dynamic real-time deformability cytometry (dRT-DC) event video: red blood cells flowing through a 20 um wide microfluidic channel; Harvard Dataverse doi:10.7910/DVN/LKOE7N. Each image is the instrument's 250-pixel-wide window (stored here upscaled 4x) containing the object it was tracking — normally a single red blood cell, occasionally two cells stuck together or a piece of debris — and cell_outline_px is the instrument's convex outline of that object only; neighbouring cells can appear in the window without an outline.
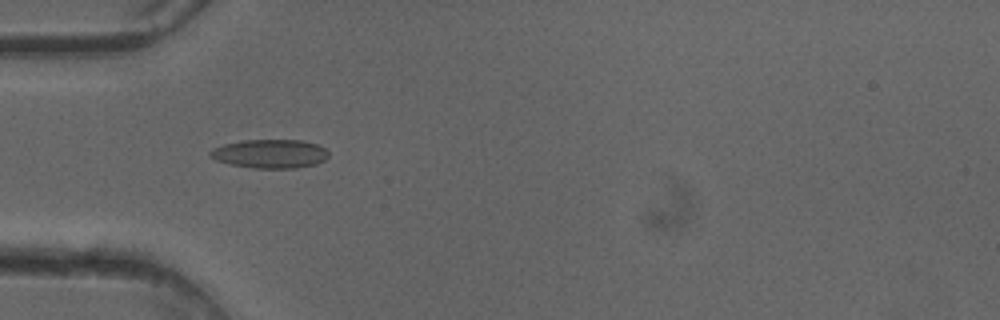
{"species": "common noctule bat (a hibernating species)", "species_latin": "Nyctalus noctula", "temperature_condition": "cold", "stored_images_in_passage": 50, "camera_frame_rate_fps": 3000, "um_per_image_px": 0.085, "animal": {"sex": "female"}, "frame": {"image": 1, "passage_image": 16, "time_ms": 5.0, "image_size_px": [1000, 320], "cell_outline_px": [[328, 156], [324, 160], [316, 164], [296, 168], [252, 168], [232, 164], [216, 160], [208, 156], [208, 152], [212, 148], [224, 144], [244, 140], [304, 140], [316, 144], [324, 148], [328, 152]], "centroid_in_image_um": [22.94, 13.06], "position_along_channel_um": 62.1, "area_um2": 19.88}}
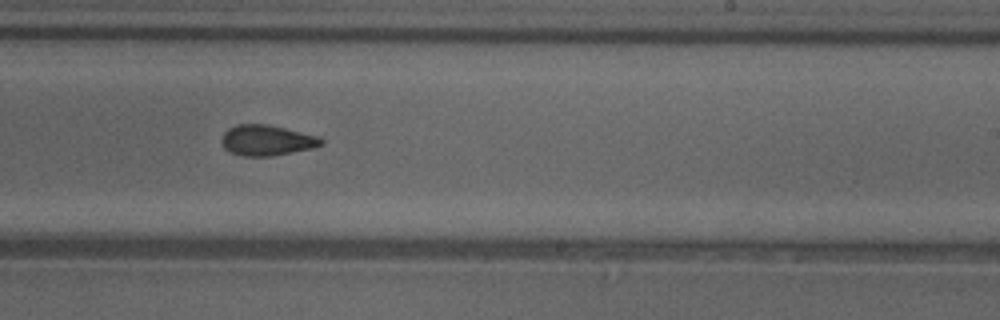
{"frame": {"image": 2, "passage_image": 31, "time_ms": 10.0, "image_size_px": [1000, 320], "cell_outline_px": [[324, 144], [312, 148], [272, 156], [244, 156], [228, 152], [224, 148], [220, 140], [224, 132], [228, 128], [236, 124], [268, 124], [320, 136], [324, 140]], "centroid_in_image_um": [22.67, 11.92], "position_along_channel_um": 266.3, "area_um2": 17.98}}
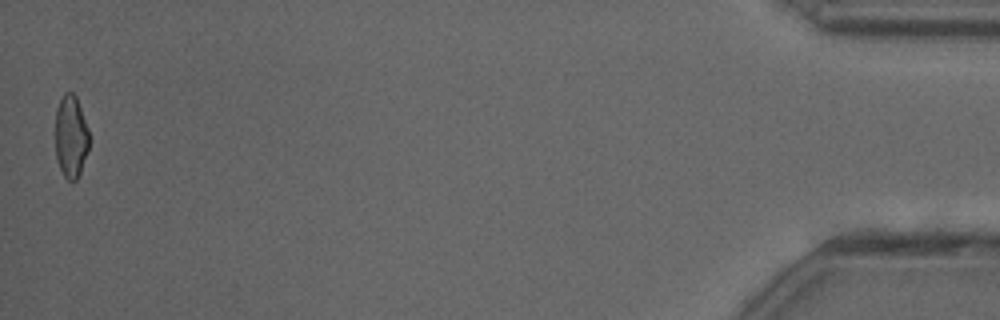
{"frame": {"image": 3, "passage_image": 50, "time_ms": 16.333, "image_size_px": [1000, 320], "cell_outline_px": [[88, 152], [80, 172], [76, 180], [68, 180], [64, 176], [56, 160], [56, 108], [64, 92], [72, 92], [76, 96], [88, 128]], "centroid_in_image_um": [6.02, 11.6], "position_along_channel_um": 429.2, "area_um2": 16.18}, "authors_computed_cell_mechanics": {"area_um2": 18.0336, "velocity_mm_per_s": 4.1143, "shape_relaxation_time_tau1_ms": null, "shape_relaxation_time_tau2_ms": 2.976, "deformation_change_tau1": null, "deformation_change_tau2": 0.1109}}